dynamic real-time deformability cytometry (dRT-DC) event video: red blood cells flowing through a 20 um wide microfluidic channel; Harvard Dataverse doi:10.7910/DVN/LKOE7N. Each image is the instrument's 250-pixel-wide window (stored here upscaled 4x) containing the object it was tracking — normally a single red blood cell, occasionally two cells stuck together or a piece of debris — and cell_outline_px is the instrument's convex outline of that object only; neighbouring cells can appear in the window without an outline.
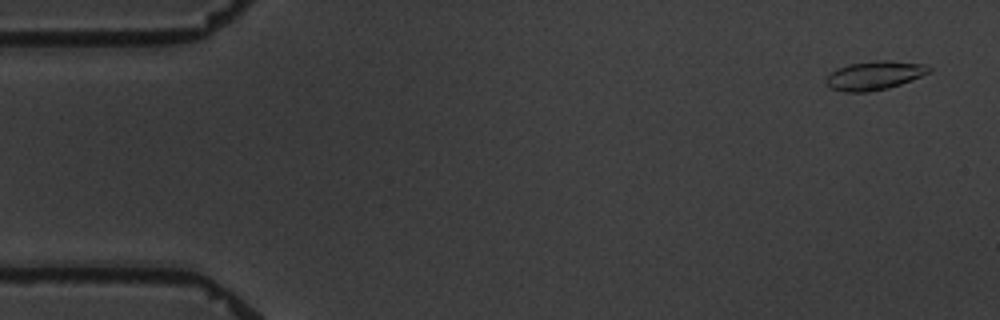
{"species": "common noctule bat (a hibernating species)", "species_latin": "Nyctalus noctula", "temperature_condition": "warm", "stored_images_in_passage": 5, "camera_frame_rate_fps": 3000, "um_per_image_px": 0.085, "animal": {"sex": "male", "body_mass_g": 19.5, "forearm_length_mm": 54.6}, "frame": {"image": 1, "passage_image": 1, "time_ms": 0.0, "image_size_px": [1000, 320], "cell_outline_px": [[932, 72], [900, 84], [888, 88], [868, 92], [844, 92], [832, 88], [824, 80], [836, 68], [848, 64], [876, 60], [888, 60], [924, 64], [932, 68]], "centroid_in_image_um": [74.35, 6.4], "position_along_channel_um": 10.7, "area_um2": 17.28}}
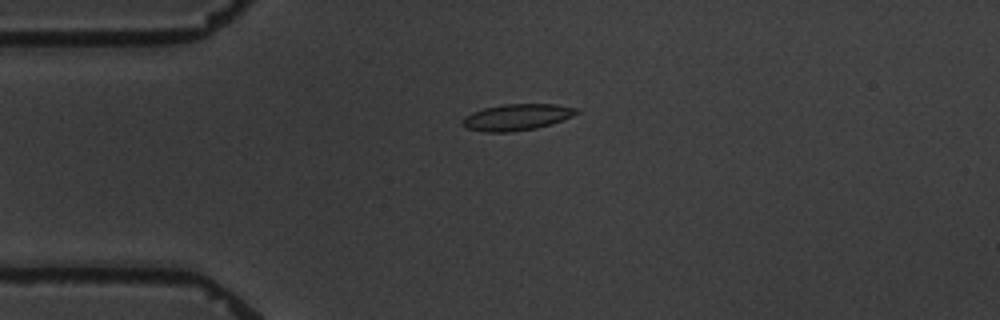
{"frame": {"image": 2, "passage_image": 4, "time_ms": 3.667, "image_size_px": [1000, 320], "cell_outline_px": [[580, 112], [572, 116], [552, 124], [536, 128], [512, 132], [484, 132], [464, 128], [460, 124], [460, 120], [464, 116], [472, 112], [484, 108], [504, 104], [556, 104], [580, 108]], "centroid_in_image_um": [43.9, 9.96], "position_along_channel_um": 41.1, "area_um2": 17.86}}